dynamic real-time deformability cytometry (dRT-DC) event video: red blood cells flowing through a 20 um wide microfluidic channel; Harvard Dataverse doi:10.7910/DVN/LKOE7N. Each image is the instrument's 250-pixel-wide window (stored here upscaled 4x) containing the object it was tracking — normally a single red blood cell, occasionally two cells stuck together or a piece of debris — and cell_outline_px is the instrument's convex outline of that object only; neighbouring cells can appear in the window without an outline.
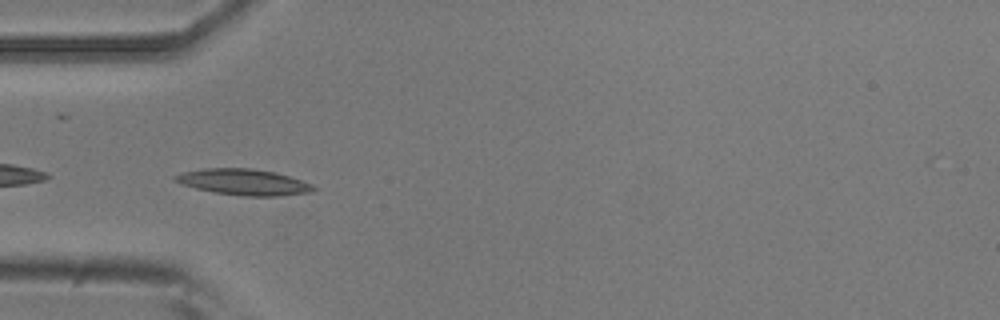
{"species": "common noctule bat (a hibernating species)", "species_latin": "Nyctalus noctula", "temperature_condition": "room temperature", "stored_images_in_passage": 22, "camera_frame_rate_fps": 3000, "um_per_image_px": 0.085, "animal": {"sex": "male", "body_mass_g": 20.5, "forearm_length_mm": 52.5}, "frame": {"image": 1, "passage_image": 9, "time_ms": 2.667, "image_size_px": [1000, 320], "cell_outline_px": [[316, 188], [312, 192], [280, 196], [244, 196], [216, 192], [196, 188], [180, 184], [172, 180], [172, 176], [184, 172], [204, 168], [252, 168], [276, 172], [312, 184]], "centroid_in_image_um": [20.7, 15.47], "position_along_channel_um": 64.3, "area_um2": 20.98}}
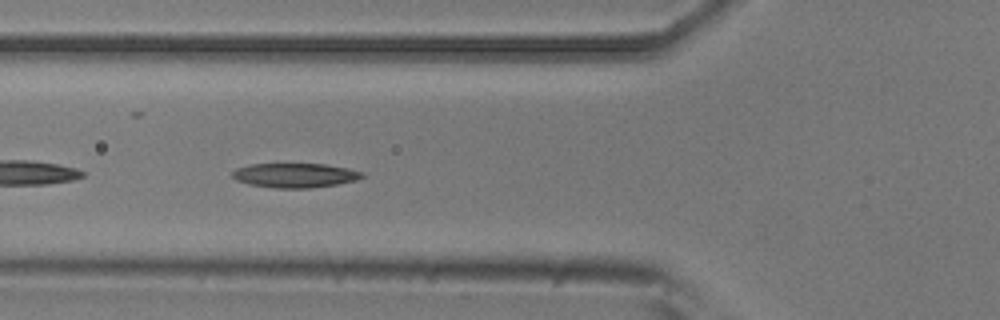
{"frame": {"image": 2, "passage_image": 12, "time_ms": 3.667, "image_size_px": [1000, 320], "cell_outline_px": [[364, 176], [356, 180], [336, 184], [312, 188], [276, 188], [248, 184], [236, 180], [232, 176], [232, 172], [236, 168], [252, 164], [324, 164], [348, 168], [364, 172]], "centroid_in_image_um": [25.07, 14.9], "position_along_channel_um": 100.7, "area_um2": 18.44}}